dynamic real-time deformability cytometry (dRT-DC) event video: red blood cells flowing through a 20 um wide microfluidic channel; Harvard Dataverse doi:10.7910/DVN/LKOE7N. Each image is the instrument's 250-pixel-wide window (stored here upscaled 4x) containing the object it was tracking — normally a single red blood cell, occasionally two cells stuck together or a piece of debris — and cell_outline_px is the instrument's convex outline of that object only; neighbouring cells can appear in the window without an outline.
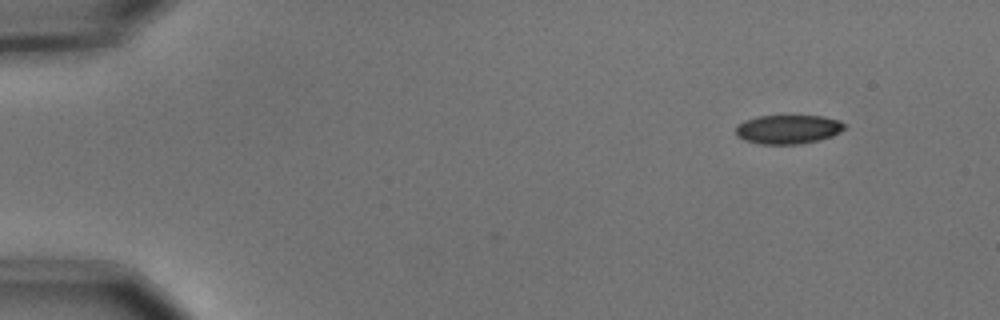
{"species": "common noctule bat (a hibernating species)", "species_latin": "Nyctalus noctula", "temperature_condition": "cold", "stored_images_in_passage": 39, "camera_frame_rate_fps": 3000, "um_per_image_px": 0.085, "animal": {"sex": "male", "body_mass_g": 15.6}, "frame": {"image": 1, "passage_image": 1, "time_ms": 0.0, "image_size_px": [1000, 320], "cell_outline_px": [[844, 128], [840, 132], [832, 136], [820, 140], [796, 144], [760, 144], [744, 140], [736, 136], [736, 124], [744, 120], [756, 116], [824, 116], [840, 120], [844, 124]], "centroid_in_image_um": [66.96, 10.99], "position_along_channel_um": 18.0, "area_um2": 18.5}}
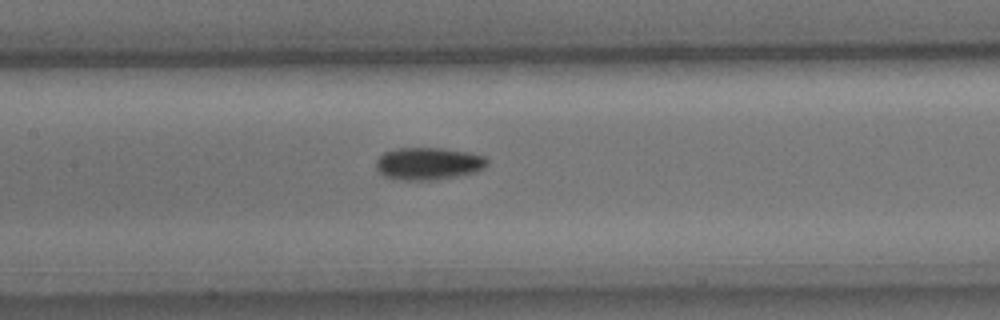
{"frame": {"image": 2, "passage_image": 22, "time_ms": 7.0, "image_size_px": [1000, 320], "cell_outline_px": [[488, 164], [484, 168], [476, 172], [436, 180], [404, 180], [384, 176], [376, 168], [376, 160], [384, 152], [396, 148], [444, 148], [468, 152], [484, 156], [488, 160]], "centroid_in_image_um": [36.42, 13.9], "position_along_channel_um": 171.0, "area_um2": 21.04}}
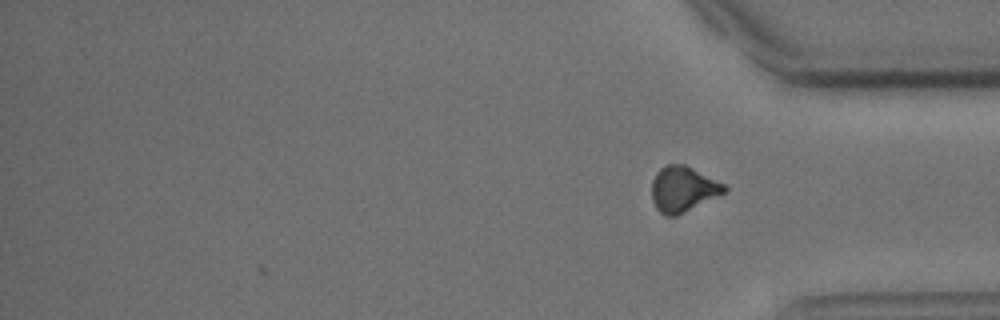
{"frame": {"image": 3, "passage_image": 39, "time_ms": 12.667, "image_size_px": [1000, 320], "cell_outline_px": [[728, 188], [724, 192], [676, 216], [664, 216], [656, 208], [652, 200], [652, 180], [656, 172], [660, 168], [668, 164], [684, 164], [724, 184]], "centroid_in_image_um": [58.0, 16.07], "position_along_channel_um": 377.2, "area_um2": 18.9}, "authors_computed_cell_mechanics": {"area_um2": 20.1144, "velocity_mm_per_s": 3.6873, "shape_relaxation_time_tau1_ms": 3.4037, "shape_relaxation_time_tau2_ms": null, "deformation_change_tau1": 0.086, "deformation_change_tau2": null}}